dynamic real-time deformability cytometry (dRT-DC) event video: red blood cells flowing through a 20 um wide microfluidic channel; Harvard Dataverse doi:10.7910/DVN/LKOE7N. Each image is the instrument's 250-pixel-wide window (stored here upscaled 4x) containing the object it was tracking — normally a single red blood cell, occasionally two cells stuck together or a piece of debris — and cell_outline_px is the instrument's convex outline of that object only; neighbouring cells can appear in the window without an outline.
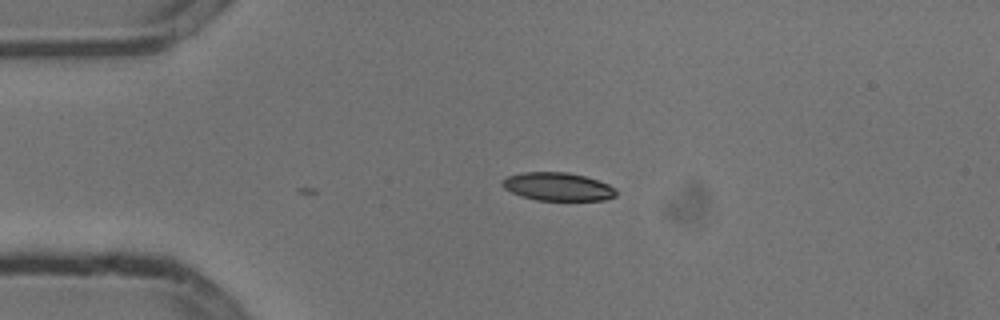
{"species": "common noctule bat (a hibernating species)", "species_latin": "Nyctalus noctula", "temperature_condition": "cold", "stored_images_in_passage": 3, "camera_frame_rate_fps": 3000, "um_per_image_px": 0.085, "animal": {"sex": "male", "body_mass_g": 13.3}, "frame": {"image": 1, "passage_image": 3, "time_ms": 0.667, "image_size_px": [1000, 320], "cell_outline_px": [[616, 196], [604, 200], [536, 200], [520, 196], [504, 188], [500, 184], [500, 180], [508, 176], [524, 172], [568, 172], [584, 176], [608, 184], [616, 188]], "centroid_in_image_um": [47.38, 15.86], "position_along_channel_um": 37.6, "area_um2": 18.73}}